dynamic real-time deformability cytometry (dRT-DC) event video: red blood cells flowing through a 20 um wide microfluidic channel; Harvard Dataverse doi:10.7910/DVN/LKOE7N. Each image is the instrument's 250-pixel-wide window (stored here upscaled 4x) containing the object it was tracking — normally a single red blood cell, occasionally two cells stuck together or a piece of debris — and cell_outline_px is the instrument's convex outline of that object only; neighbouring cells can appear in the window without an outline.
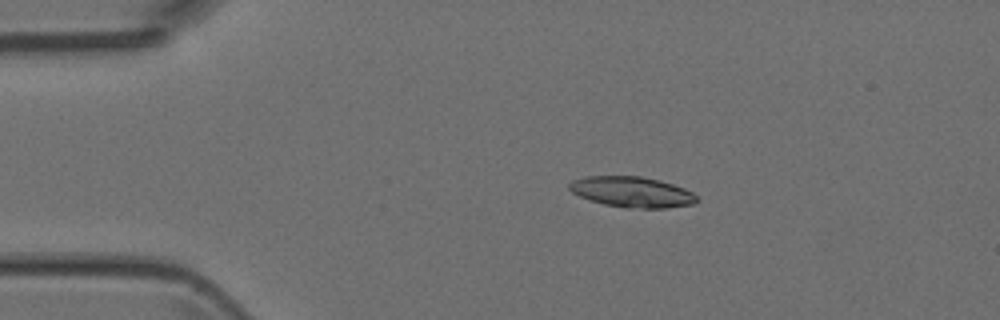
{"species": "Egyptian fruit bat (a non-hibernating species)", "species_latin": "Rousettus aegyptiacus", "temperature_condition": "room temperature", "stored_images_in_passage": 42, "camera_frame_rate_fps": 3000, "um_per_image_px": 0.085, "animal": {"sex": "female"}, "frame": {"image": 1, "passage_image": 2, "time_ms": 0.333, "image_size_px": [1000, 320], "cell_outline_px": [[700, 200], [692, 204], [668, 208], [624, 208], [604, 204], [580, 196], [572, 192], [568, 188], [568, 184], [572, 180], [584, 176], [640, 176], [660, 180], [684, 188], [692, 192]], "centroid_in_image_um": [53.72, 16.31], "position_along_channel_um": 31.3, "area_um2": 22.83}}
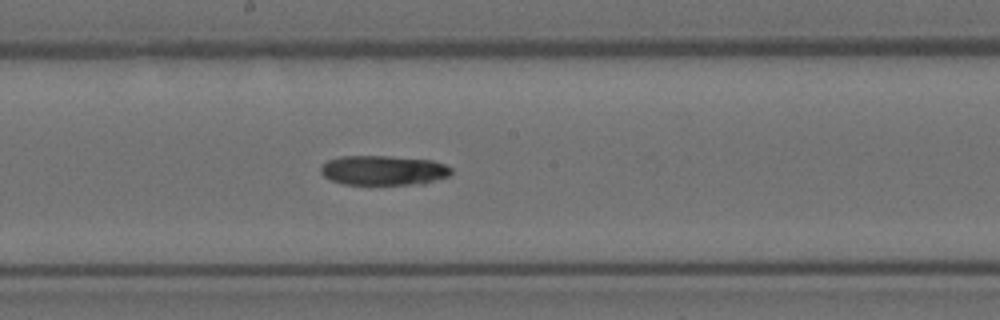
{"frame": {"image": 2, "passage_image": 19, "time_ms": 6.0, "image_size_px": [1000, 320], "cell_outline_px": [[452, 172], [448, 176], [424, 184], [344, 184], [332, 180], [324, 176], [320, 172], [320, 164], [328, 160], [340, 156], [388, 156], [432, 160], [444, 164], [452, 168]], "centroid_in_image_um": [32.58, 14.47], "position_along_channel_um": 215.6, "area_um2": 22.66}}
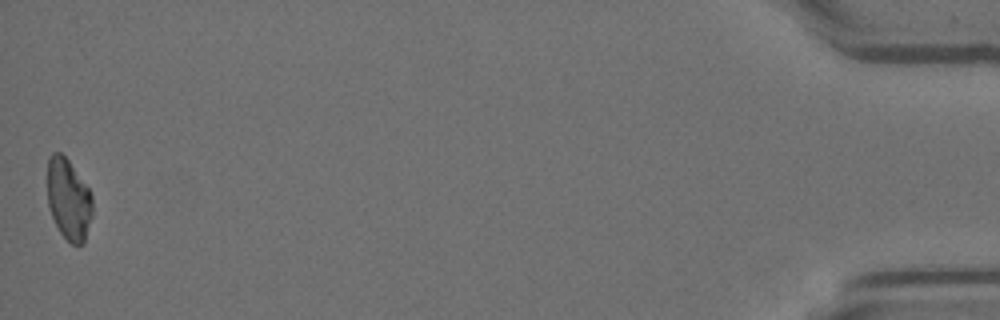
{"frame": {"image": 3, "passage_image": 42, "time_ms": 13.667, "image_size_px": [1000, 320], "cell_outline_px": [[92, 216], [84, 244], [72, 244], [60, 232], [52, 216], [48, 204], [48, 156], [52, 152], [60, 152], [68, 160], [88, 188], [92, 196]], "centroid_in_image_um": [5.83, 16.94], "position_along_channel_um": 429.4, "area_um2": 21.15}}